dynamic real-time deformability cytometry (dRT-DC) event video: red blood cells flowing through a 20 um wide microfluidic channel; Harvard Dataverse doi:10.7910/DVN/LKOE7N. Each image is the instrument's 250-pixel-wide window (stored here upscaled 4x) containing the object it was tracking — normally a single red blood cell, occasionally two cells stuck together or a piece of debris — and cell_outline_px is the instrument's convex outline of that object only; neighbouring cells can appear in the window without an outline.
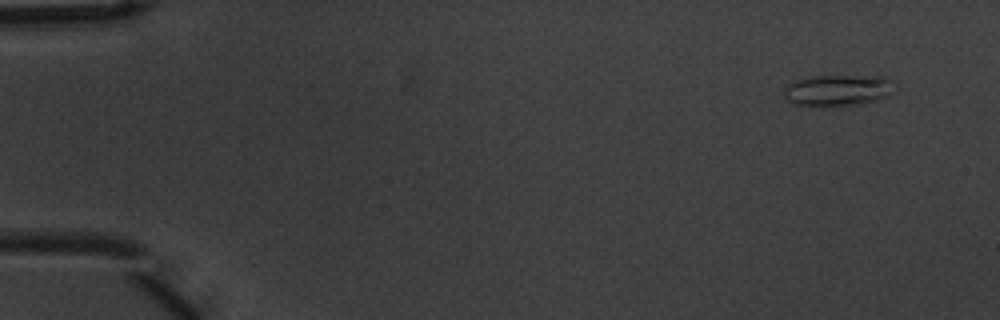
{"species": "common noctule bat (a hibernating species)", "species_latin": "Nyctalus noctula", "temperature_condition": "warm", "stored_images_in_passage": 5, "camera_frame_rate_fps": 3000, "um_per_image_px": 0.085, "animal": {"sex": "male", "body_mass_g": 20.1, "forearm_length_mm": 53.5}, "frame": {"image": 1, "passage_image": 1, "time_ms": 0.0, "image_size_px": [1000, 320], "cell_outline_px": [[888, 96], [876, 100], [860, 104], [796, 104], [788, 100], [784, 96], [784, 88], [788, 84], [796, 80], [812, 76], [884, 76], [888, 80]], "centroid_in_image_um": [71.13, 7.64], "position_along_channel_um": 13.9, "area_um2": 19.07}}